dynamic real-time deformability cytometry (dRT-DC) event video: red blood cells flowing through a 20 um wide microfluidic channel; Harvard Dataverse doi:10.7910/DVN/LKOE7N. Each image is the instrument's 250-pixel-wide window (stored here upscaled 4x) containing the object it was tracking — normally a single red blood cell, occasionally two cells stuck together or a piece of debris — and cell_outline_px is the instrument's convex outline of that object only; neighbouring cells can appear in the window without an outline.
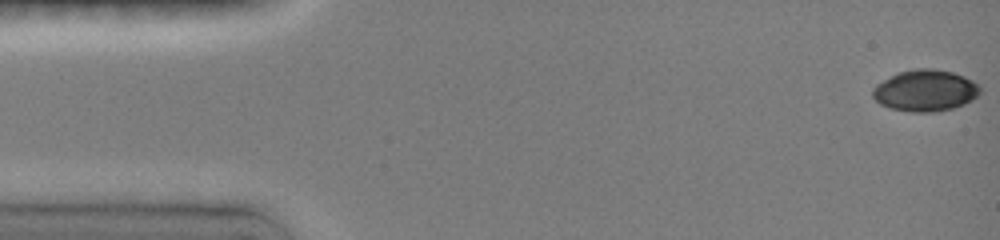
{"species": "common noctule bat (a hibernating species)", "species_latin": "Nyctalus noctula", "temperature_condition": "room temperature", "stored_images_in_passage": 9, "camera_frame_rate_fps": 3000, "um_per_image_px": 0.085, "animal": {"sex": "female", "body_mass_g": 19.0, "forearm_length_mm": 51.5}, "frame": {"image": 1, "passage_image": 1, "time_ms": 0.0, "image_size_px": [1000, 240], "cell_outline_px": [[980, 92], [972, 100], [964, 104], [952, 108], [936, 112], [912, 112], [892, 108], [880, 104], [872, 96], [872, 88], [876, 84], [896, 72], [916, 68], [932, 68], [952, 72], [964, 76], [972, 80], [980, 88]], "centroid_in_image_um": [78.62, 7.69], "position_along_channel_um": 6.4, "area_um2": 26.01}}
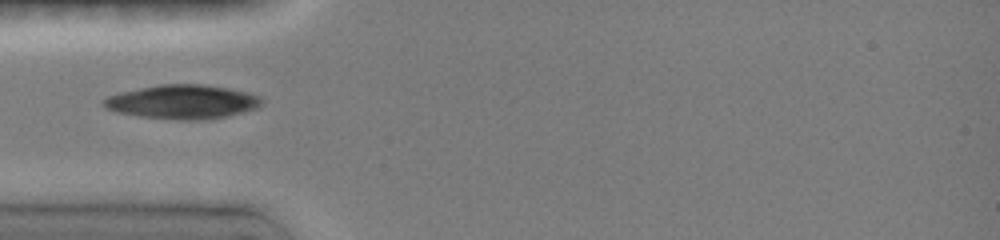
{"frame": {"image": 2, "passage_image": 6, "time_ms": 4.667, "image_size_px": [1000, 240], "cell_outline_px": [[264, 100], [260, 108], [228, 116], [208, 120], [180, 120], [140, 116], [116, 112], [104, 108], [100, 104], [108, 96], [120, 92], [160, 84], [200, 84], [228, 88], [260, 96]], "centroid_in_image_um": [15.53, 8.67], "position_along_channel_um": 69.5, "area_um2": 31.56}}